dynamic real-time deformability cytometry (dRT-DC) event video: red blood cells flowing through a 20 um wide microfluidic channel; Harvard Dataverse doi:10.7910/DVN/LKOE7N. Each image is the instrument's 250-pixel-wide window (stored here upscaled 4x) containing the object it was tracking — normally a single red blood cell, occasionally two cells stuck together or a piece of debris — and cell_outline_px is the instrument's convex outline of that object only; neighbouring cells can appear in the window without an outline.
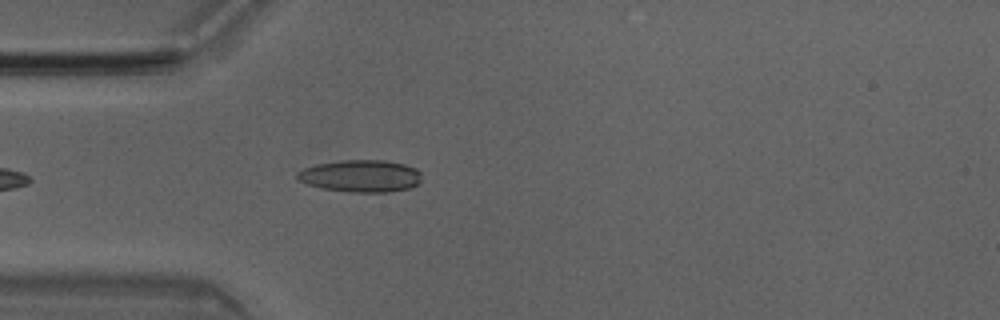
{"species": "Egyptian fruit bat (a non-hibernating species)", "species_latin": "Rousettus aegyptiacus", "temperature_condition": "room temperature", "stored_images_in_passage": 40, "camera_frame_rate_fps": 3000, "um_per_image_px": 0.085, "animal": {"sex": "male"}, "frame": {"image": 1, "passage_image": 4, "time_ms": 1.0, "image_size_px": [1000, 320], "cell_outline_px": [[420, 184], [408, 188], [388, 192], [348, 192], [320, 188], [308, 184], [300, 180], [296, 176], [296, 172], [304, 168], [316, 164], [340, 160], [384, 160], [404, 164], [416, 168], [420, 172]], "centroid_in_image_um": [30.66, 14.96], "position_along_channel_um": 54.3, "area_um2": 23.41}}
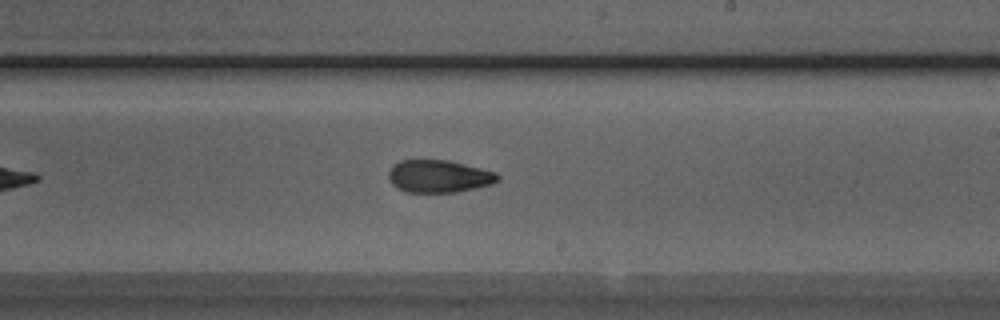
{"frame": {"image": 2, "passage_image": 19, "time_ms": 6.0, "image_size_px": [1000, 320], "cell_outline_px": [[500, 180], [492, 184], [476, 188], [456, 192], [404, 192], [396, 188], [388, 180], [388, 172], [392, 164], [400, 160], [448, 160], [496, 172], [500, 176]], "centroid_in_image_um": [37.27, 14.99], "position_along_channel_um": 251.7, "area_um2": 20.92}}
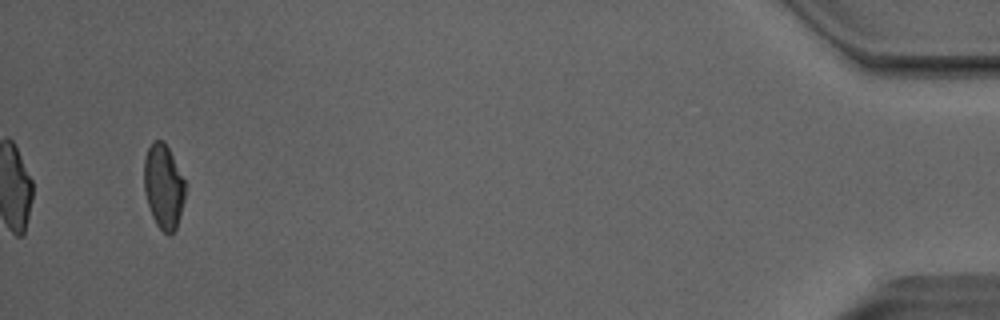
{"frame": {"image": 3, "passage_image": 38, "time_ms": 12.333, "image_size_px": [1000, 320], "cell_outline_px": [[188, 184], [180, 216], [176, 228], [168, 236], [156, 224], [152, 216], [144, 192], [144, 156], [152, 140], [164, 140]], "centroid_in_image_um": [13.92, 15.82], "position_along_channel_um": 421.3, "area_um2": 20.69}, "authors_computed_cell_mechanics": {"area_um2": 21.2415, "velocity_mm_per_s": 4.0506, "shape_relaxation_time_tau1_ms": 6.3236, "shape_relaxation_time_tau2_ms": 2.4321, "deformation_change_tau1": 0.1603, "deformation_change_tau2": 0.0906}}